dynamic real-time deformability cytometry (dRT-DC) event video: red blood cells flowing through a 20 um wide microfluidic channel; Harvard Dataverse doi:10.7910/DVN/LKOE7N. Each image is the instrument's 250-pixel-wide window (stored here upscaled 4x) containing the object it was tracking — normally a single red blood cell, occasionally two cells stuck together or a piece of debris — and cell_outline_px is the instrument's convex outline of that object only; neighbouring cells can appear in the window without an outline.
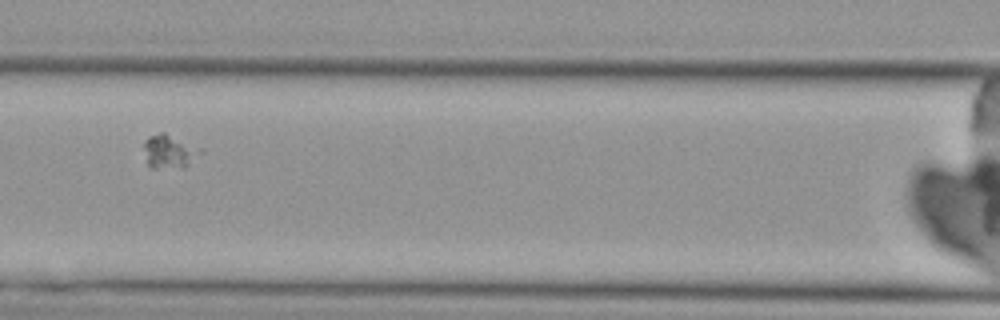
{"species": "Egyptian fruit bat (a non-hibernating species)", "species_latin": "Rousettus aegyptiacus", "temperature_condition": "cold", "stored_images_in_passage": 7, "camera_frame_rate_fps": 3000, "um_per_image_px": 0.085, "animal": {"sex": "female"}, "frame": {"image": 1, "passage_image": 3, "time_ms": 2.333, "image_size_px": [1000, 320], "cell_outline_px": [[204, 152], [184, 168], [152, 168], [148, 164], [144, 148], [144, 140], [148, 136], [160, 132], [164, 132], [204, 148]], "centroid_in_image_um": [14.45, 12.86], "position_along_channel_um": 152.1, "area_um2": 11.39}}
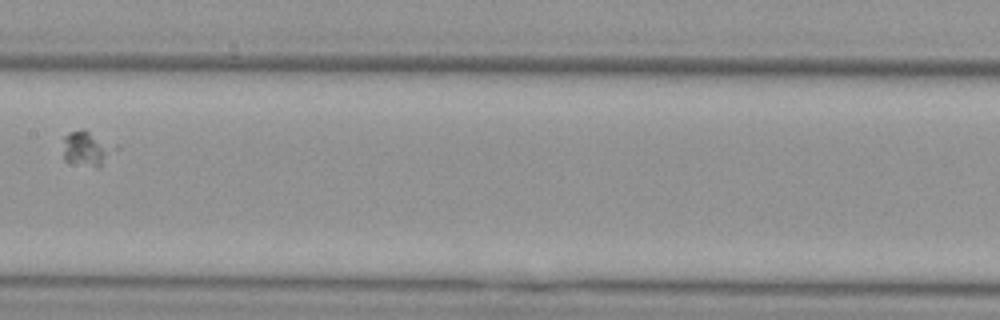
{"frame": {"image": 2, "passage_image": 4, "time_ms": 3.667, "image_size_px": [1000, 320], "cell_outline_px": [[120, 148], [100, 168], [96, 168], [64, 160], [64, 136], [72, 132], [84, 128], [120, 144]], "centroid_in_image_um": [7.54, 12.61], "position_along_channel_um": 199.9, "area_um2": 11.21}}